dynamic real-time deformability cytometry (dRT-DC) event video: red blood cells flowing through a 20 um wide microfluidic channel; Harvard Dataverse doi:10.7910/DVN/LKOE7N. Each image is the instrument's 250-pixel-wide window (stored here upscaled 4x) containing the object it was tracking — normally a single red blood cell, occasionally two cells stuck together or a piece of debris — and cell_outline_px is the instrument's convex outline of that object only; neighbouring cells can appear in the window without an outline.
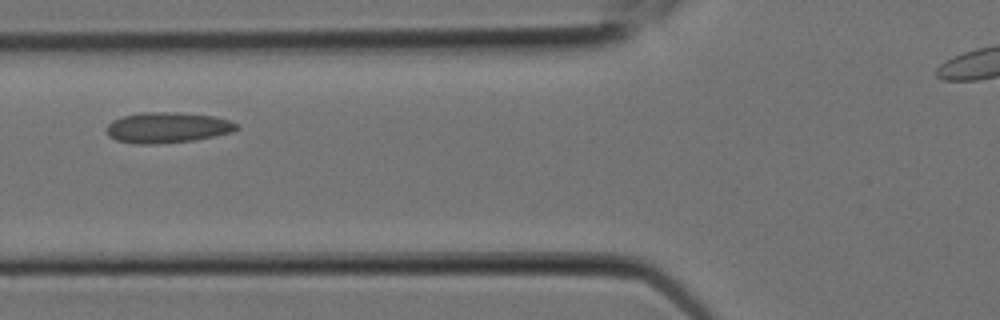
{"species": "Egyptian fruit bat (a non-hibernating species)", "species_latin": "Rousettus aegyptiacus", "temperature_condition": "room temperature", "stored_images_in_passage": 4, "camera_frame_rate_fps": 3000, "um_per_image_px": 0.085, "animal": {"sex": "female"}, "frame": {"image": 1, "passage_image": 2, "time_ms": 0.333, "image_size_px": [1000, 320], "cell_outline_px": [[240, 128], [232, 132], [196, 140], [152, 144], [136, 144], [116, 140], [108, 136], [104, 128], [112, 120], [124, 116], [140, 112], [176, 112], [216, 116], [240, 124]], "centroid_in_image_um": [14.23, 10.84], "position_along_channel_um": 111.6, "area_um2": 23.52}}
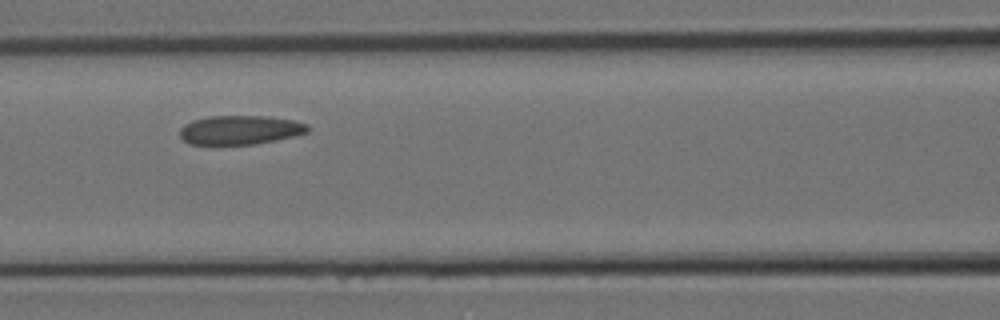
{"frame": {"image": 2, "passage_image": 3, "time_ms": 0.667, "image_size_px": [1000, 320], "cell_outline_px": [[312, 128], [308, 132], [276, 140], [256, 144], [188, 144], [180, 136], [180, 128], [184, 124], [192, 120], [208, 116], [264, 116], [292, 120], [308, 124]], "centroid_in_image_um": [20.4, 11.04], "position_along_channel_um": 146.2, "area_um2": 21.68}}
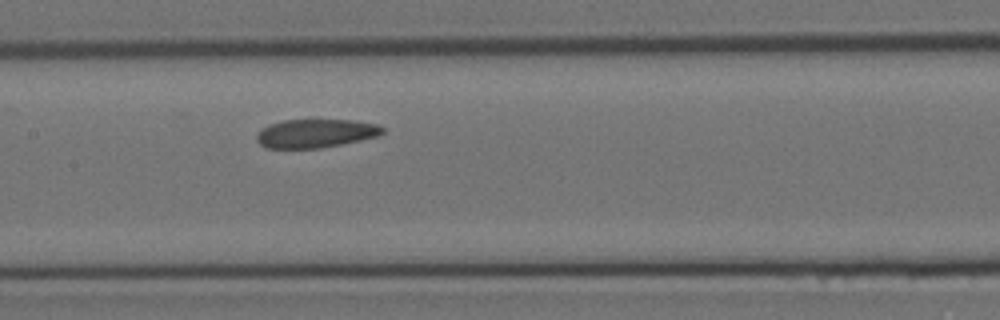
{"frame": {"image": 3, "passage_image": 4, "time_ms": 1.0, "image_size_px": [1000, 320], "cell_outline_px": [[384, 132], [380, 136], [320, 148], [264, 148], [256, 140], [256, 136], [268, 124], [284, 120], [356, 120], [376, 124], [384, 128]], "centroid_in_image_um": [26.84, 11.33], "position_along_channel_um": 180.6, "area_um2": 20.92}}